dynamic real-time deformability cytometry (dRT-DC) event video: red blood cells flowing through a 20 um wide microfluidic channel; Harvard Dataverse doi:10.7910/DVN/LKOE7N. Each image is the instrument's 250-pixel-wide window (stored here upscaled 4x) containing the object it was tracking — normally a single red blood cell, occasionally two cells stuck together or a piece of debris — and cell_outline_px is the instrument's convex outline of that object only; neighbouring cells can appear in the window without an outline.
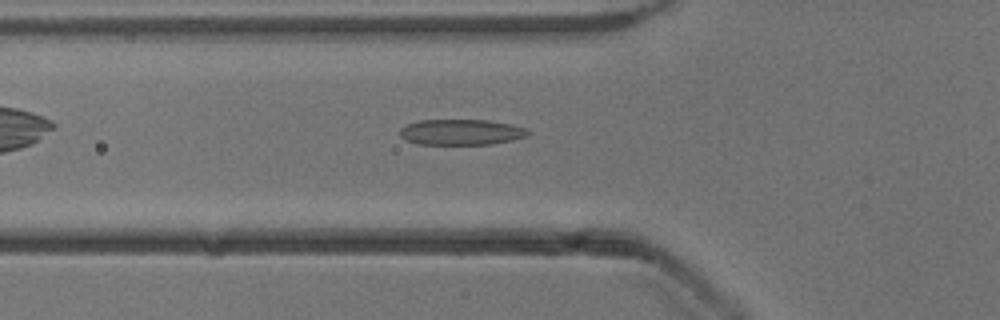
{"species": "common noctule bat (a hibernating species)", "species_latin": "Nyctalus noctula", "temperature_condition": "cold", "stored_images_in_passage": 39, "camera_frame_rate_fps": 3000, "um_per_image_px": 0.085, "animal": {"sex": "male", "body_mass_g": 13.3}, "frame": {"image": 1, "passage_image": 4, "time_ms": 1.0, "image_size_px": [1000, 320], "cell_outline_px": [[528, 136], [512, 140], [492, 144], [420, 144], [408, 140], [400, 136], [400, 128], [408, 124], [420, 120], [488, 120], [512, 124], [528, 128]], "centroid_in_image_um": [39.24, 11.22], "position_along_channel_um": 86.6, "area_um2": 19.13}}
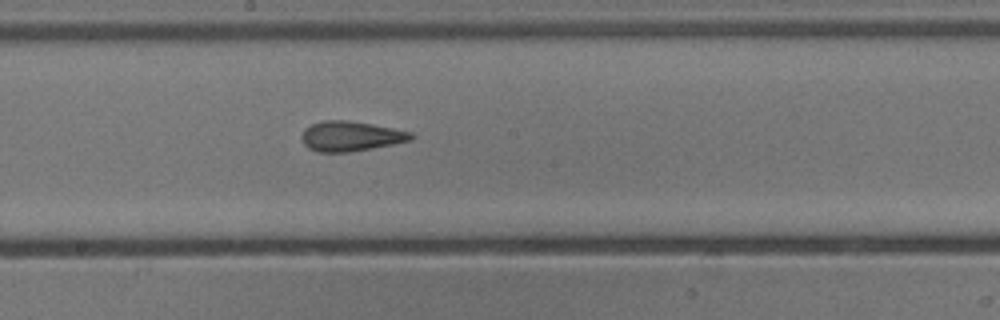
{"frame": {"image": 2, "passage_image": 14, "time_ms": 4.333, "image_size_px": [1000, 320], "cell_outline_px": [[416, 136], [412, 140], [392, 144], [348, 152], [320, 152], [308, 148], [304, 144], [300, 136], [304, 128], [312, 124], [324, 120], [348, 120], [372, 124], [412, 132]], "centroid_in_image_um": [29.8, 11.57], "position_along_channel_um": 218.4, "area_um2": 19.07}}
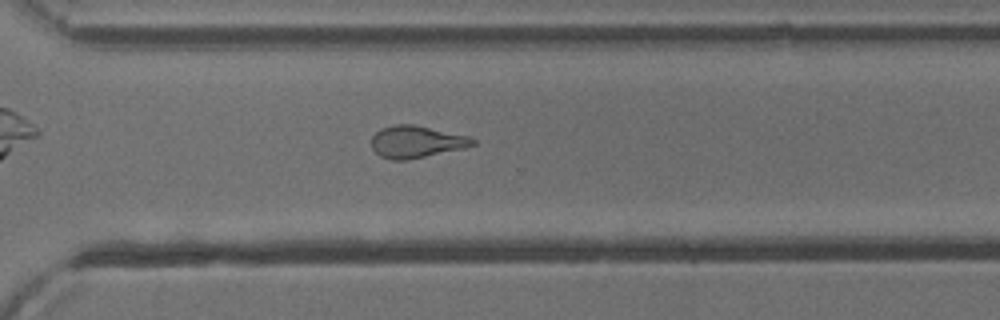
{"frame": {"image": 3, "passage_image": 23, "time_ms": 7.333, "image_size_px": [1000, 320], "cell_outline_px": [[476, 144], [464, 148], [408, 160], [392, 160], [380, 156], [372, 148], [372, 136], [380, 128], [396, 124], [412, 124], [468, 136], [476, 140]], "centroid_in_image_um": [35.37, 12.05], "position_along_channel_um": 335.2, "area_um2": 18.84}, "authors_computed_cell_mechanics": {"area_um2": 19.074, "velocity_mm_per_s": 3.9195, "shape_relaxation_time_tau1_ms": 9.6531, "shape_relaxation_time_tau2_ms": 2.1218, "deformation_change_tau1": 0.2423, "deformation_change_tau2": 0.1155}}